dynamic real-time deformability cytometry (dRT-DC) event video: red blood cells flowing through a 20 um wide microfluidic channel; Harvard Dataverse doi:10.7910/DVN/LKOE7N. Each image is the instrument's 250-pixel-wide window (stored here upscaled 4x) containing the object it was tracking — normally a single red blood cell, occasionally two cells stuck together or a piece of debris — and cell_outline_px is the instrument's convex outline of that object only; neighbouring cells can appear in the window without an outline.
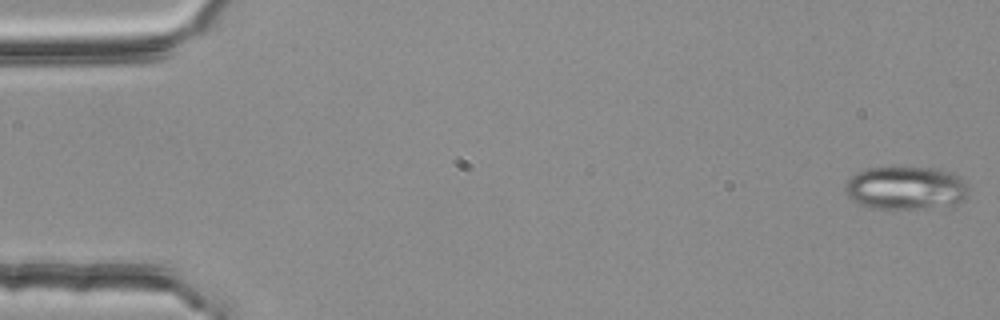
{"species": "common noctule bat (a hibernating species)", "species_latin": "Nyctalus noctula", "temperature_condition": "room temperature", "stored_images_in_passage": 55, "segment_of_instrument_passage": [1, 2], "camera_frame_rate_fps": 3000, "um_per_image_px": 0.085, "animal": {"sex": "female", "body_mass_g": 25.1}, "frame": {"image": 1, "passage_image": 1, "time_ms": 0.0, "image_size_px": [1000, 320], "cell_outline_px": [[968, 196], [964, 200], [956, 204], [916, 208], [872, 208], [860, 204], [852, 200], [848, 196], [844, 188], [844, 184], [856, 172], [868, 168], [940, 168], [952, 172], [960, 176], [968, 188]], "centroid_in_image_um": [77.0, 15.97], "position_along_channel_um": 8.0, "area_um2": 30.98}}
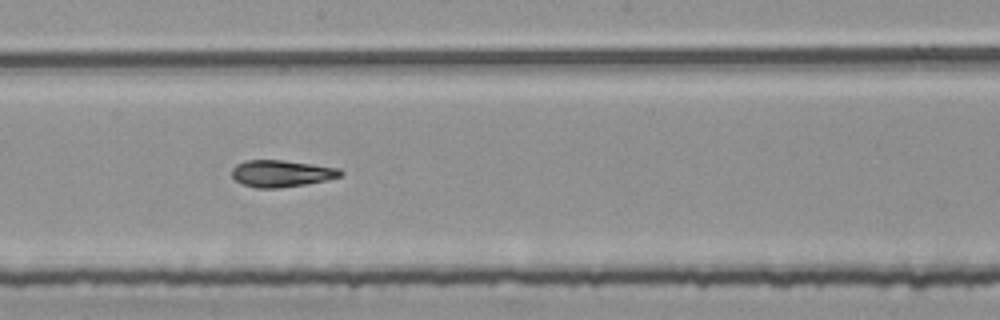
{"frame": {"image": 2, "passage_image": 30, "time_ms": 9.667, "image_size_px": [1000, 320], "cell_outline_px": [[344, 172], [340, 176], [324, 180], [304, 184], [280, 188], [256, 188], [244, 184], [236, 180], [232, 176], [232, 168], [236, 164], [244, 160], [284, 160], [340, 168]], "centroid_in_image_um": [23.9, 14.73], "position_along_channel_um": 224.3, "area_um2": 16.88}}
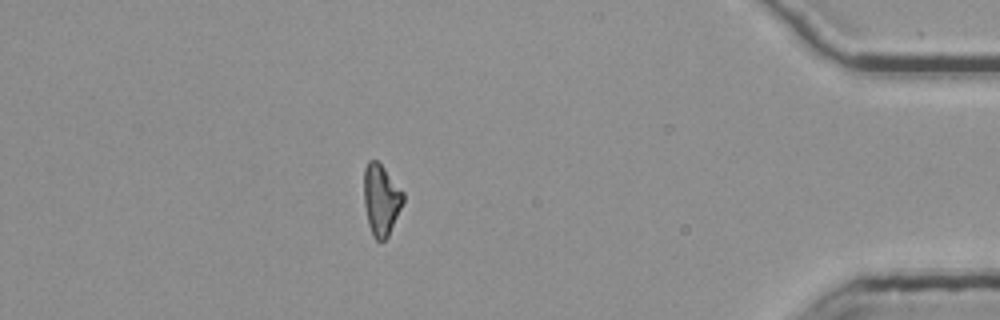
{"frame": {"image": 3, "passage_image": 48, "time_ms": 15.667, "image_size_px": [1000, 320], "cell_outline_px": [[404, 200], [388, 236], [380, 244], [372, 236], [368, 224], [364, 204], [364, 168], [368, 160], [376, 160], [384, 168], [404, 192]], "centroid_in_image_um": [32.38, 17.0], "position_along_channel_um": 402.8, "area_um2": 16.3}}